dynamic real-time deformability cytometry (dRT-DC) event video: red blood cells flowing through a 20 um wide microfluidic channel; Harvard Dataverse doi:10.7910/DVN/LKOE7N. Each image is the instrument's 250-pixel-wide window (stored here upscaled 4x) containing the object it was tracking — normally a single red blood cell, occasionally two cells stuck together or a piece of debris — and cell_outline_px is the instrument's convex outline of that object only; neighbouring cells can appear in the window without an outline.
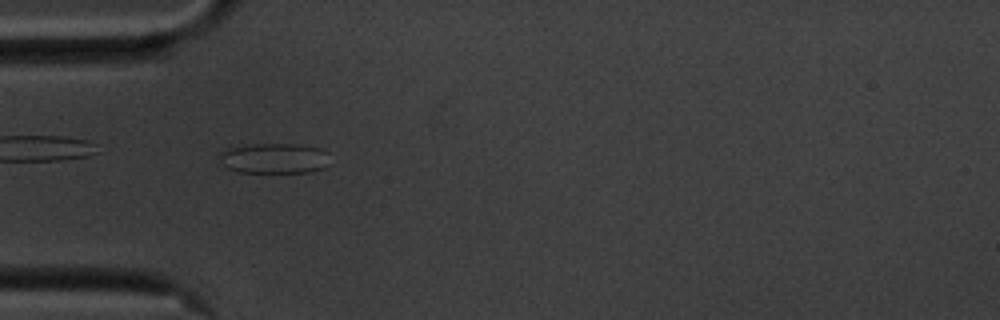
{"species": "common noctule bat (a hibernating species)", "species_latin": "Nyctalus noctula", "temperature_condition": "cold", "stored_images_in_passage": 41, "camera_frame_rate_fps": 3000, "um_per_image_px": 0.085, "animal": {"sex": "male", "body_mass_g": 20.1, "forearm_length_mm": 53.5}, "frame": {"image": 1, "passage_image": 1, "time_ms": 0.0, "image_size_px": [1000, 320], "cell_outline_px": [[324, 168], [308, 172], [236, 172], [228, 168], [220, 160], [220, 152], [228, 148], [252, 144], [300, 144], [320, 148], [324, 152]], "centroid_in_image_um": [23.23, 13.45], "position_along_channel_um": 61.8, "area_um2": 19.07}}
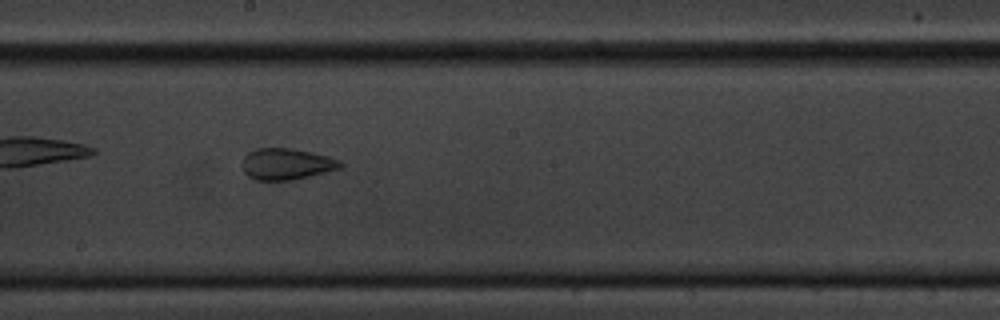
{"frame": {"image": 2, "passage_image": 15, "time_ms": 4.667, "image_size_px": [1000, 320], "cell_outline_px": [[344, 164], [340, 168], [292, 180], [256, 180], [248, 176], [244, 172], [244, 156], [248, 152], [256, 148], [292, 148], [312, 152], [328, 156], [340, 160]], "centroid_in_image_um": [24.36, 13.93], "position_along_channel_um": 223.8, "area_um2": 17.8}}
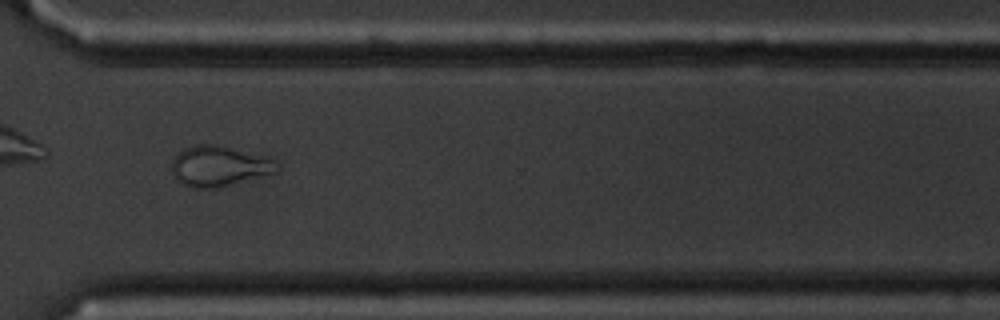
{"frame": {"image": 3, "passage_image": 26, "time_ms": 8.333, "image_size_px": [1000, 320], "cell_outline_px": [[276, 172], [212, 188], [192, 188], [180, 184], [176, 180], [172, 172], [172, 160], [184, 148], [192, 144], [216, 144], [232, 148], [272, 160]], "centroid_in_image_um": [18.47, 14.12], "position_along_channel_um": 352.1, "area_um2": 23.93}, "authors_computed_cell_mechanics": {"area_um2": 18.6694, "velocity_mm_per_s": 3.5088, "shape_relaxation_time_tau1_ms": null, "shape_relaxation_time_tau2_ms": 1.5908, "deformation_change_tau1": null, "deformation_change_tau2": 0.0921}}